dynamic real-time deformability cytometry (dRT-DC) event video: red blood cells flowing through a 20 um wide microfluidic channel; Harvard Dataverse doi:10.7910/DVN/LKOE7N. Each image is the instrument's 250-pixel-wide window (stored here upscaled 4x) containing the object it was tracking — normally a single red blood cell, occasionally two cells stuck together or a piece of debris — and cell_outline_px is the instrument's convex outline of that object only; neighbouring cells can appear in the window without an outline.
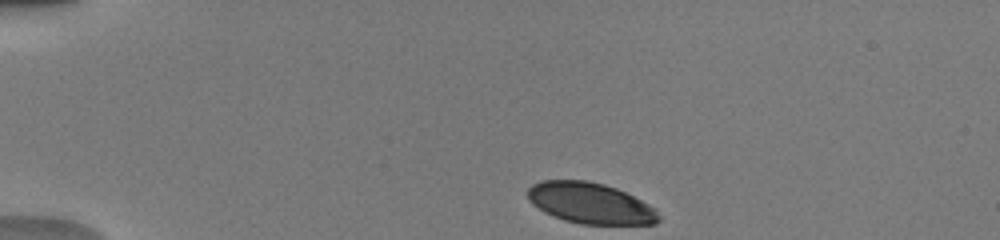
{"species": "human", "species_latin": "Homo sapiens", "temperature_condition": "warm", "stored_images_in_passage": 42, "camera_frame_rate_fps": 3000, "um_per_image_px": 0.085, "donor": {"sex": "male"}, "frame": {"image": 1, "passage_image": 1, "time_ms": 0.0, "image_size_px": [1000, 240], "cell_outline_px": [[660, 220], [656, 224], [580, 224], [564, 220], [544, 212], [532, 204], [528, 200], [528, 188], [532, 184], [540, 180], [588, 180], [604, 184], [616, 188], [656, 208], [660, 216]], "centroid_in_image_um": [50.17, 17.27], "position_along_channel_um": 34.8, "area_um2": 31.33}}
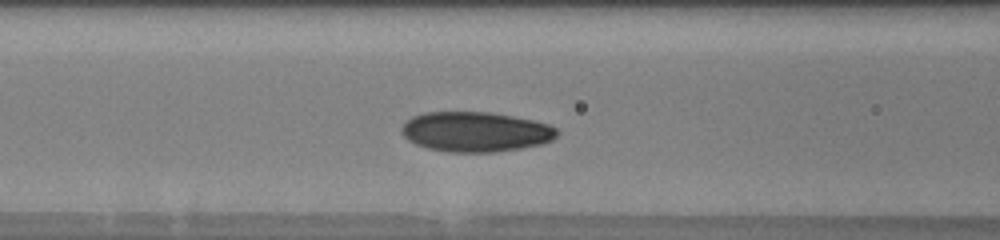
{"frame": {"image": 2, "passage_image": 13, "time_ms": 4.0, "image_size_px": [1000, 240], "cell_outline_px": [[560, 132], [552, 140], [540, 144], [520, 148], [496, 152], [448, 152], [428, 148], [416, 144], [408, 140], [400, 132], [400, 128], [412, 116], [424, 112], [488, 112], [512, 116], [532, 120], [548, 124], [556, 128]], "centroid_in_image_um": [40.4, 11.2], "position_along_channel_um": 126.2, "area_um2": 36.18}}
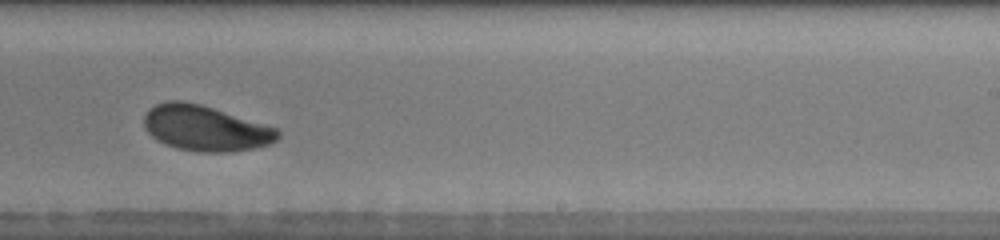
{"frame": {"image": 3, "passage_image": 24, "time_ms": 7.667, "image_size_px": [1000, 240], "cell_outline_px": [[280, 136], [276, 140], [268, 144], [252, 148], [228, 152], [196, 152], [176, 148], [164, 144], [156, 140], [144, 128], [144, 116], [156, 104], [168, 100], [184, 100], [200, 104], [276, 128], [280, 132]], "centroid_in_image_um": [17.42, 10.91], "position_along_channel_um": 271.6, "area_um2": 35.2}, "authors_computed_cell_mechanics": {"area_um2": 34.9112, "velocity_mm_per_s": 3.9715, "shape_relaxation_time_tau1_ms": 2.4822, "shape_relaxation_time_tau2_ms": 3.8486, "deformation_change_tau1": 0.1088, "deformation_change_tau2": 0.0795}}